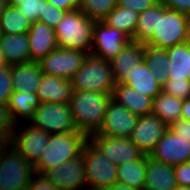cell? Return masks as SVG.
Instances as JSON below:
<instances>
[{"label":"cell","instance_id":"d4e9b609","mask_svg":"<svg viewBox=\"0 0 190 190\" xmlns=\"http://www.w3.org/2000/svg\"><path fill=\"white\" fill-rule=\"evenodd\" d=\"M167 80L190 79V40L167 48Z\"/></svg>","mask_w":190,"mask_h":190},{"label":"cell","instance_id":"f1b7e54d","mask_svg":"<svg viewBox=\"0 0 190 190\" xmlns=\"http://www.w3.org/2000/svg\"><path fill=\"white\" fill-rule=\"evenodd\" d=\"M31 24L17 6L6 5L0 15L1 34H25L29 32Z\"/></svg>","mask_w":190,"mask_h":190},{"label":"cell","instance_id":"c3c4849f","mask_svg":"<svg viewBox=\"0 0 190 190\" xmlns=\"http://www.w3.org/2000/svg\"><path fill=\"white\" fill-rule=\"evenodd\" d=\"M6 5L18 6L24 0H5Z\"/></svg>","mask_w":190,"mask_h":190},{"label":"cell","instance_id":"4316f807","mask_svg":"<svg viewBox=\"0 0 190 190\" xmlns=\"http://www.w3.org/2000/svg\"><path fill=\"white\" fill-rule=\"evenodd\" d=\"M147 155L142 154L138 159L117 166V182L137 190H144L146 177Z\"/></svg>","mask_w":190,"mask_h":190},{"label":"cell","instance_id":"816d5d0a","mask_svg":"<svg viewBox=\"0 0 190 190\" xmlns=\"http://www.w3.org/2000/svg\"><path fill=\"white\" fill-rule=\"evenodd\" d=\"M15 190H28V186L27 187H22V188H19V189H15Z\"/></svg>","mask_w":190,"mask_h":190},{"label":"cell","instance_id":"f5cc1de1","mask_svg":"<svg viewBox=\"0 0 190 190\" xmlns=\"http://www.w3.org/2000/svg\"><path fill=\"white\" fill-rule=\"evenodd\" d=\"M4 146V144L0 141V149Z\"/></svg>","mask_w":190,"mask_h":190},{"label":"cell","instance_id":"bcb514c9","mask_svg":"<svg viewBox=\"0 0 190 190\" xmlns=\"http://www.w3.org/2000/svg\"><path fill=\"white\" fill-rule=\"evenodd\" d=\"M102 190H137V189L132 188L120 182H115L113 185L105 187Z\"/></svg>","mask_w":190,"mask_h":190},{"label":"cell","instance_id":"7c38bea8","mask_svg":"<svg viewBox=\"0 0 190 190\" xmlns=\"http://www.w3.org/2000/svg\"><path fill=\"white\" fill-rule=\"evenodd\" d=\"M58 190H87L83 154L43 174Z\"/></svg>","mask_w":190,"mask_h":190},{"label":"cell","instance_id":"ac0fdd59","mask_svg":"<svg viewBox=\"0 0 190 190\" xmlns=\"http://www.w3.org/2000/svg\"><path fill=\"white\" fill-rule=\"evenodd\" d=\"M27 34L29 40L30 62H39L58 47L54 29L45 23L39 21L32 23Z\"/></svg>","mask_w":190,"mask_h":190},{"label":"cell","instance_id":"9c48e42d","mask_svg":"<svg viewBox=\"0 0 190 190\" xmlns=\"http://www.w3.org/2000/svg\"><path fill=\"white\" fill-rule=\"evenodd\" d=\"M132 38L124 31L106 25L102 20L95 21L93 43L90 54L111 61Z\"/></svg>","mask_w":190,"mask_h":190},{"label":"cell","instance_id":"44dd1931","mask_svg":"<svg viewBox=\"0 0 190 190\" xmlns=\"http://www.w3.org/2000/svg\"><path fill=\"white\" fill-rule=\"evenodd\" d=\"M111 99L125 106L130 112L137 116L147 115L152 112L153 99L139 93L126 84H116L113 88Z\"/></svg>","mask_w":190,"mask_h":190},{"label":"cell","instance_id":"4dcf8cb0","mask_svg":"<svg viewBox=\"0 0 190 190\" xmlns=\"http://www.w3.org/2000/svg\"><path fill=\"white\" fill-rule=\"evenodd\" d=\"M157 23L158 2L154 6L139 13L132 41L145 44L152 37L153 30L157 29Z\"/></svg>","mask_w":190,"mask_h":190},{"label":"cell","instance_id":"ba28073f","mask_svg":"<svg viewBox=\"0 0 190 190\" xmlns=\"http://www.w3.org/2000/svg\"><path fill=\"white\" fill-rule=\"evenodd\" d=\"M28 123L49 134L79 131L69 103H40Z\"/></svg>","mask_w":190,"mask_h":190},{"label":"cell","instance_id":"b9f144b4","mask_svg":"<svg viewBox=\"0 0 190 190\" xmlns=\"http://www.w3.org/2000/svg\"><path fill=\"white\" fill-rule=\"evenodd\" d=\"M28 190H58L44 175L35 174Z\"/></svg>","mask_w":190,"mask_h":190},{"label":"cell","instance_id":"d6986e66","mask_svg":"<svg viewBox=\"0 0 190 190\" xmlns=\"http://www.w3.org/2000/svg\"><path fill=\"white\" fill-rule=\"evenodd\" d=\"M72 91L70 80L43 73L36 95L40 103L67 104L70 101Z\"/></svg>","mask_w":190,"mask_h":190},{"label":"cell","instance_id":"30bf717a","mask_svg":"<svg viewBox=\"0 0 190 190\" xmlns=\"http://www.w3.org/2000/svg\"><path fill=\"white\" fill-rule=\"evenodd\" d=\"M26 124V126L21 123L14 125L9 144L31 165H34L42 155L43 149L50 139V134L29 123Z\"/></svg>","mask_w":190,"mask_h":190},{"label":"cell","instance_id":"2e32d148","mask_svg":"<svg viewBox=\"0 0 190 190\" xmlns=\"http://www.w3.org/2000/svg\"><path fill=\"white\" fill-rule=\"evenodd\" d=\"M168 128L155 114L150 113L139 116L130 138L143 154L150 155Z\"/></svg>","mask_w":190,"mask_h":190},{"label":"cell","instance_id":"83f0119b","mask_svg":"<svg viewBox=\"0 0 190 190\" xmlns=\"http://www.w3.org/2000/svg\"><path fill=\"white\" fill-rule=\"evenodd\" d=\"M183 99L174 97L161 91L154 99L152 104V112L168 127L181 119Z\"/></svg>","mask_w":190,"mask_h":190},{"label":"cell","instance_id":"f907efd6","mask_svg":"<svg viewBox=\"0 0 190 190\" xmlns=\"http://www.w3.org/2000/svg\"><path fill=\"white\" fill-rule=\"evenodd\" d=\"M174 190H190V187H187V186H177Z\"/></svg>","mask_w":190,"mask_h":190},{"label":"cell","instance_id":"ab89813d","mask_svg":"<svg viewBox=\"0 0 190 190\" xmlns=\"http://www.w3.org/2000/svg\"><path fill=\"white\" fill-rule=\"evenodd\" d=\"M174 173L177 186L190 187V161L175 165Z\"/></svg>","mask_w":190,"mask_h":190},{"label":"cell","instance_id":"ee69618b","mask_svg":"<svg viewBox=\"0 0 190 190\" xmlns=\"http://www.w3.org/2000/svg\"><path fill=\"white\" fill-rule=\"evenodd\" d=\"M54 6L64 11H70L80 7L81 0H47Z\"/></svg>","mask_w":190,"mask_h":190},{"label":"cell","instance_id":"d6a6232c","mask_svg":"<svg viewBox=\"0 0 190 190\" xmlns=\"http://www.w3.org/2000/svg\"><path fill=\"white\" fill-rule=\"evenodd\" d=\"M117 6V0H81L79 9L95 21L103 20Z\"/></svg>","mask_w":190,"mask_h":190},{"label":"cell","instance_id":"484cf974","mask_svg":"<svg viewBox=\"0 0 190 190\" xmlns=\"http://www.w3.org/2000/svg\"><path fill=\"white\" fill-rule=\"evenodd\" d=\"M122 84L129 85L152 99L162 91V83L152 74L145 61L137 66Z\"/></svg>","mask_w":190,"mask_h":190},{"label":"cell","instance_id":"7a4b0ae2","mask_svg":"<svg viewBox=\"0 0 190 190\" xmlns=\"http://www.w3.org/2000/svg\"><path fill=\"white\" fill-rule=\"evenodd\" d=\"M88 136L82 131L50 134V139L38 161L35 174L43 175L49 169L76 158L82 153Z\"/></svg>","mask_w":190,"mask_h":190},{"label":"cell","instance_id":"4fadbf2b","mask_svg":"<svg viewBox=\"0 0 190 190\" xmlns=\"http://www.w3.org/2000/svg\"><path fill=\"white\" fill-rule=\"evenodd\" d=\"M139 116L130 112L125 106L110 100L99 130L91 135L109 137H130Z\"/></svg>","mask_w":190,"mask_h":190},{"label":"cell","instance_id":"7dc6e473","mask_svg":"<svg viewBox=\"0 0 190 190\" xmlns=\"http://www.w3.org/2000/svg\"><path fill=\"white\" fill-rule=\"evenodd\" d=\"M9 64L6 62L5 56L0 51V68H3L5 66H8Z\"/></svg>","mask_w":190,"mask_h":190},{"label":"cell","instance_id":"3957f363","mask_svg":"<svg viewBox=\"0 0 190 190\" xmlns=\"http://www.w3.org/2000/svg\"><path fill=\"white\" fill-rule=\"evenodd\" d=\"M94 24L95 20L86 16L79 8L66 11L62 20L54 28L58 47L90 54Z\"/></svg>","mask_w":190,"mask_h":190},{"label":"cell","instance_id":"e0dca14e","mask_svg":"<svg viewBox=\"0 0 190 190\" xmlns=\"http://www.w3.org/2000/svg\"><path fill=\"white\" fill-rule=\"evenodd\" d=\"M144 61V44L131 42L110 62L116 84L123 83L129 75Z\"/></svg>","mask_w":190,"mask_h":190},{"label":"cell","instance_id":"52a82bcc","mask_svg":"<svg viewBox=\"0 0 190 190\" xmlns=\"http://www.w3.org/2000/svg\"><path fill=\"white\" fill-rule=\"evenodd\" d=\"M87 190H102L117 182V165L110 162L88 140L82 148Z\"/></svg>","mask_w":190,"mask_h":190},{"label":"cell","instance_id":"74e56055","mask_svg":"<svg viewBox=\"0 0 190 190\" xmlns=\"http://www.w3.org/2000/svg\"><path fill=\"white\" fill-rule=\"evenodd\" d=\"M14 130L7 106L0 104V141L5 145L9 144Z\"/></svg>","mask_w":190,"mask_h":190},{"label":"cell","instance_id":"f546056e","mask_svg":"<svg viewBox=\"0 0 190 190\" xmlns=\"http://www.w3.org/2000/svg\"><path fill=\"white\" fill-rule=\"evenodd\" d=\"M139 13L130 8L116 6L102 20L106 25L126 32L133 38Z\"/></svg>","mask_w":190,"mask_h":190},{"label":"cell","instance_id":"cb8c5ba5","mask_svg":"<svg viewBox=\"0 0 190 190\" xmlns=\"http://www.w3.org/2000/svg\"><path fill=\"white\" fill-rule=\"evenodd\" d=\"M39 105L40 101L36 93L31 94L14 90L10 95L7 108L12 122L17 125L19 123L23 124L24 121V123H28Z\"/></svg>","mask_w":190,"mask_h":190},{"label":"cell","instance_id":"f35d334b","mask_svg":"<svg viewBox=\"0 0 190 190\" xmlns=\"http://www.w3.org/2000/svg\"><path fill=\"white\" fill-rule=\"evenodd\" d=\"M159 0H117V6L130 8L132 11L141 13L154 6Z\"/></svg>","mask_w":190,"mask_h":190},{"label":"cell","instance_id":"6da1fadb","mask_svg":"<svg viewBox=\"0 0 190 190\" xmlns=\"http://www.w3.org/2000/svg\"><path fill=\"white\" fill-rule=\"evenodd\" d=\"M111 94L95 91H72L69 101L74 122L87 136L96 133L102 125Z\"/></svg>","mask_w":190,"mask_h":190},{"label":"cell","instance_id":"ffe728a7","mask_svg":"<svg viewBox=\"0 0 190 190\" xmlns=\"http://www.w3.org/2000/svg\"><path fill=\"white\" fill-rule=\"evenodd\" d=\"M176 187L174 166L147 155L144 190H174Z\"/></svg>","mask_w":190,"mask_h":190},{"label":"cell","instance_id":"d590c367","mask_svg":"<svg viewBox=\"0 0 190 190\" xmlns=\"http://www.w3.org/2000/svg\"><path fill=\"white\" fill-rule=\"evenodd\" d=\"M13 91L11 65H8L0 68V104L7 106Z\"/></svg>","mask_w":190,"mask_h":190},{"label":"cell","instance_id":"7bdbcfd3","mask_svg":"<svg viewBox=\"0 0 190 190\" xmlns=\"http://www.w3.org/2000/svg\"><path fill=\"white\" fill-rule=\"evenodd\" d=\"M168 9L179 11L190 17V0H159Z\"/></svg>","mask_w":190,"mask_h":190},{"label":"cell","instance_id":"8992f818","mask_svg":"<svg viewBox=\"0 0 190 190\" xmlns=\"http://www.w3.org/2000/svg\"><path fill=\"white\" fill-rule=\"evenodd\" d=\"M34 167L10 144L0 149V190H15L30 185Z\"/></svg>","mask_w":190,"mask_h":190},{"label":"cell","instance_id":"e575fe53","mask_svg":"<svg viewBox=\"0 0 190 190\" xmlns=\"http://www.w3.org/2000/svg\"><path fill=\"white\" fill-rule=\"evenodd\" d=\"M47 0H24L17 7L20 12L31 22L39 20V15H43L44 3Z\"/></svg>","mask_w":190,"mask_h":190},{"label":"cell","instance_id":"681fc988","mask_svg":"<svg viewBox=\"0 0 190 190\" xmlns=\"http://www.w3.org/2000/svg\"><path fill=\"white\" fill-rule=\"evenodd\" d=\"M5 7H6V1L5 0H0V15L4 11Z\"/></svg>","mask_w":190,"mask_h":190},{"label":"cell","instance_id":"5b68a950","mask_svg":"<svg viewBox=\"0 0 190 190\" xmlns=\"http://www.w3.org/2000/svg\"><path fill=\"white\" fill-rule=\"evenodd\" d=\"M73 91H95L112 94L116 82L109 61L88 54L70 79Z\"/></svg>","mask_w":190,"mask_h":190},{"label":"cell","instance_id":"277c9868","mask_svg":"<svg viewBox=\"0 0 190 190\" xmlns=\"http://www.w3.org/2000/svg\"><path fill=\"white\" fill-rule=\"evenodd\" d=\"M190 40V17L179 11L168 9L158 1L157 29L144 44L154 48L167 49Z\"/></svg>","mask_w":190,"mask_h":190},{"label":"cell","instance_id":"8d00e7d4","mask_svg":"<svg viewBox=\"0 0 190 190\" xmlns=\"http://www.w3.org/2000/svg\"><path fill=\"white\" fill-rule=\"evenodd\" d=\"M65 12L66 11L59 9L50 2L46 1L44 3L43 15H39L38 21L45 23L54 29L64 17Z\"/></svg>","mask_w":190,"mask_h":190},{"label":"cell","instance_id":"603a6c76","mask_svg":"<svg viewBox=\"0 0 190 190\" xmlns=\"http://www.w3.org/2000/svg\"><path fill=\"white\" fill-rule=\"evenodd\" d=\"M0 51L9 65L30 62L28 34H1Z\"/></svg>","mask_w":190,"mask_h":190},{"label":"cell","instance_id":"7402d4cb","mask_svg":"<svg viewBox=\"0 0 190 190\" xmlns=\"http://www.w3.org/2000/svg\"><path fill=\"white\" fill-rule=\"evenodd\" d=\"M41 71L38 62L11 65V78L14 90L34 94L40 84Z\"/></svg>","mask_w":190,"mask_h":190},{"label":"cell","instance_id":"1f68e13d","mask_svg":"<svg viewBox=\"0 0 190 190\" xmlns=\"http://www.w3.org/2000/svg\"><path fill=\"white\" fill-rule=\"evenodd\" d=\"M144 61L152 74L163 84L167 80L169 66L167 50L144 45Z\"/></svg>","mask_w":190,"mask_h":190},{"label":"cell","instance_id":"f6af8a7d","mask_svg":"<svg viewBox=\"0 0 190 190\" xmlns=\"http://www.w3.org/2000/svg\"><path fill=\"white\" fill-rule=\"evenodd\" d=\"M181 119L190 121V98L183 100Z\"/></svg>","mask_w":190,"mask_h":190},{"label":"cell","instance_id":"60d3db41","mask_svg":"<svg viewBox=\"0 0 190 190\" xmlns=\"http://www.w3.org/2000/svg\"><path fill=\"white\" fill-rule=\"evenodd\" d=\"M169 129L184 139H190V121L178 119L169 126Z\"/></svg>","mask_w":190,"mask_h":190},{"label":"cell","instance_id":"9a60e30c","mask_svg":"<svg viewBox=\"0 0 190 190\" xmlns=\"http://www.w3.org/2000/svg\"><path fill=\"white\" fill-rule=\"evenodd\" d=\"M168 165H179L190 161V139H184L169 128L149 155Z\"/></svg>","mask_w":190,"mask_h":190},{"label":"cell","instance_id":"5bb4252c","mask_svg":"<svg viewBox=\"0 0 190 190\" xmlns=\"http://www.w3.org/2000/svg\"><path fill=\"white\" fill-rule=\"evenodd\" d=\"M88 140L101 154L117 166L138 159L143 154L130 137L89 135Z\"/></svg>","mask_w":190,"mask_h":190},{"label":"cell","instance_id":"836d02e7","mask_svg":"<svg viewBox=\"0 0 190 190\" xmlns=\"http://www.w3.org/2000/svg\"><path fill=\"white\" fill-rule=\"evenodd\" d=\"M162 91L183 100L190 98V79L166 80L162 84Z\"/></svg>","mask_w":190,"mask_h":190},{"label":"cell","instance_id":"8fae6325","mask_svg":"<svg viewBox=\"0 0 190 190\" xmlns=\"http://www.w3.org/2000/svg\"><path fill=\"white\" fill-rule=\"evenodd\" d=\"M87 55L88 53L84 51L57 47L38 63L44 74L70 80Z\"/></svg>","mask_w":190,"mask_h":190}]
</instances>
